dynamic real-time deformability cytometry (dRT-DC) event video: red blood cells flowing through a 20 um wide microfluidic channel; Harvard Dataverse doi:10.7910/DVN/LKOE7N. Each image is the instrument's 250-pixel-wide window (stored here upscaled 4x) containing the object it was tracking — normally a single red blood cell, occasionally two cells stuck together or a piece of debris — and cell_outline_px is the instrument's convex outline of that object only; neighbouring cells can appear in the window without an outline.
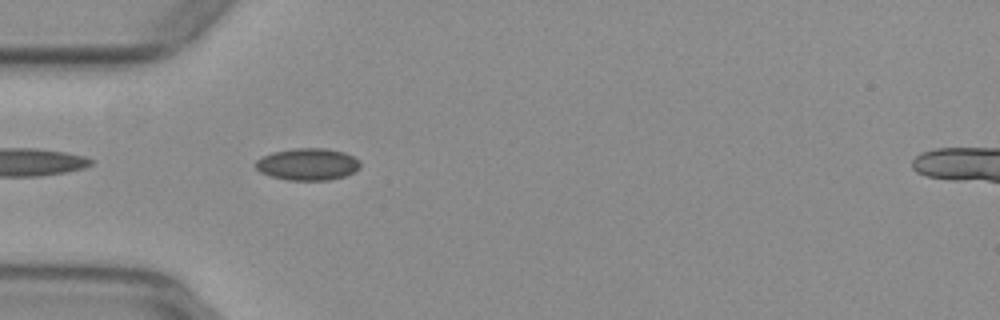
{"species": "common noctule bat (a hibernating species)", "species_latin": "Nyctalus noctula", "temperature_condition": "warm", "stored_images_in_passage": 30, "camera_frame_rate_fps": 3000, "um_per_image_px": 0.085, "animal": {"sex": "female", "body_mass_g": 29.2, "forearm_length_mm": 56.3}, "frame": {"image": 1, "passage_image": 3, "time_ms": 0.667, "image_size_px": [1000, 320], "cell_outline_px": [[360, 168], [344, 176], [328, 180], [288, 180], [272, 176], [260, 172], [256, 168], [256, 160], [272, 152], [292, 148], [324, 148], [344, 152], [360, 160]], "centroid_in_image_um": [26.16, 13.95], "position_along_channel_um": 58.8, "area_um2": 19.42}}
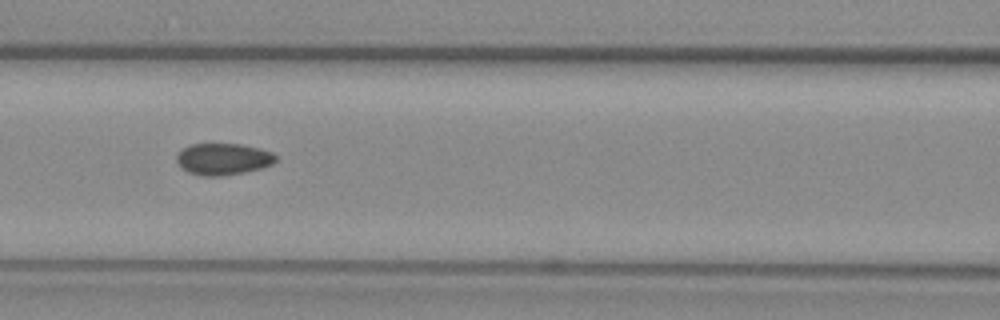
{"frame": {"image": 2, "passage_image": 10, "time_ms": 3.0, "image_size_px": [1000, 320], "cell_outline_px": [[276, 160], [272, 164], [260, 168], [244, 172], [220, 176], [204, 176], [188, 172], [176, 160], [176, 156], [184, 148], [192, 144], [240, 144], [260, 148], [272, 152], [276, 156]], "centroid_in_image_um": [18.99, 13.51], "position_along_channel_um": 147.6, "area_um2": 18.03}}
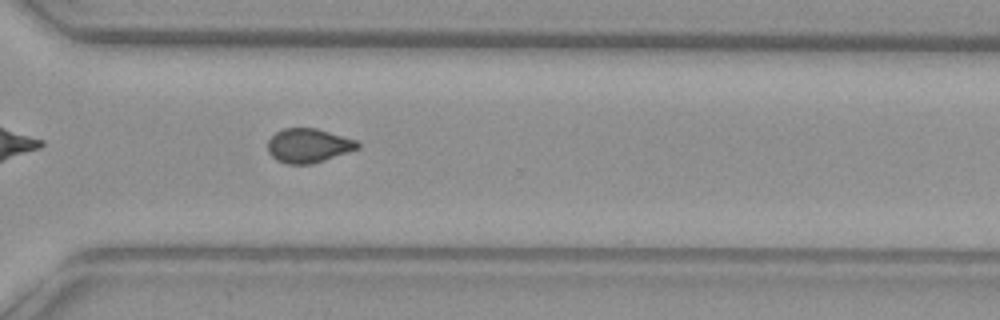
{"frame": {"image": 3, "passage_image": 25, "time_ms": 8.0, "image_size_px": [1000, 320], "cell_outline_px": [[360, 148], [312, 164], [288, 164], [276, 160], [268, 152], [268, 140], [276, 132], [284, 128], [316, 128], [356, 140], [360, 144]], "centroid_in_image_um": [26.21, 12.37], "position_along_channel_um": 344.4, "area_um2": 17.8}, "authors_computed_cell_mechanics": {"area_um2": 18.3804, "velocity_mm_per_s": 3.944, "shape_relaxation_time_tau1_ms": null, "shape_relaxation_time_tau2_ms": 1.8211, "deformation_change_tau1": null, "deformation_change_tau2": 0.0562}}